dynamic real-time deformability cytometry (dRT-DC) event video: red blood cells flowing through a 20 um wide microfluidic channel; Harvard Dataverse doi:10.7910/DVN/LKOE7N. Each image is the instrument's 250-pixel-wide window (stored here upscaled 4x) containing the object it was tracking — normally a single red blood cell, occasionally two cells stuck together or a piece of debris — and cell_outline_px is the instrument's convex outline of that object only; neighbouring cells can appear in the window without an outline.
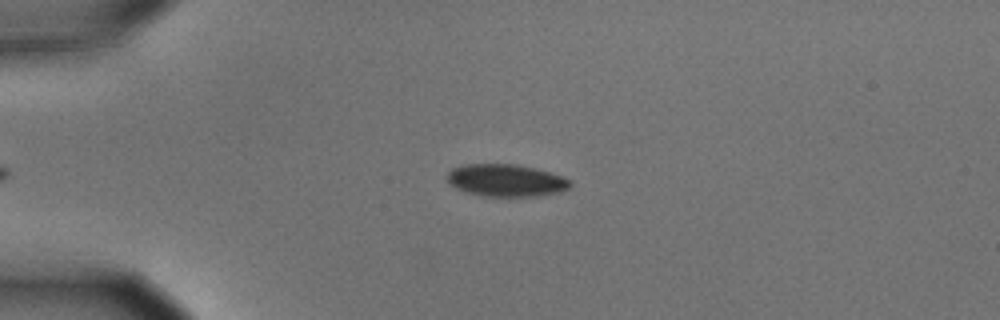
{"species": "common noctule bat (a hibernating species)", "species_latin": "Nyctalus noctula", "temperature_condition": "cold", "stored_images_in_passage": 3, "camera_frame_rate_fps": 3000, "um_per_image_px": 0.085, "animal": {"sex": "male", "body_mass_g": 15.6}, "frame": {"image": 1, "passage_image": 1, "time_ms": 0.0, "image_size_px": [1000, 320], "cell_outline_px": [[572, 184], [568, 188], [560, 192], [532, 196], [488, 196], [464, 192], [456, 188], [448, 180], [448, 172], [452, 168], [464, 164], [516, 164], [548, 172], [572, 180]], "centroid_in_image_um": [43.0, 15.33], "position_along_channel_um": 42.0, "area_um2": 22.89}}
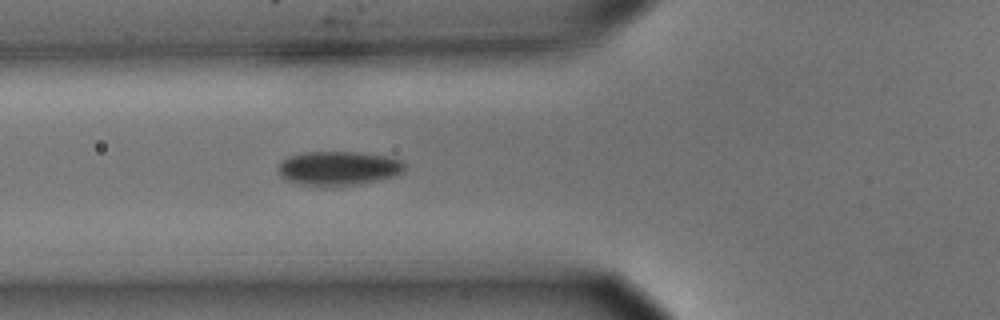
{"frame": {"image": 2, "passage_image": 3, "time_ms": 0.667, "image_size_px": [1000, 320], "cell_outline_px": [[404, 172], [392, 176], [360, 184], [328, 188], [324, 188], [300, 184], [284, 180], [276, 172], [280, 164], [288, 156], [304, 152], [360, 152], [388, 156], [400, 160], [404, 164]], "centroid_in_image_um": [28.71, 14.33], "position_along_channel_um": 97.1, "area_um2": 25.66}}